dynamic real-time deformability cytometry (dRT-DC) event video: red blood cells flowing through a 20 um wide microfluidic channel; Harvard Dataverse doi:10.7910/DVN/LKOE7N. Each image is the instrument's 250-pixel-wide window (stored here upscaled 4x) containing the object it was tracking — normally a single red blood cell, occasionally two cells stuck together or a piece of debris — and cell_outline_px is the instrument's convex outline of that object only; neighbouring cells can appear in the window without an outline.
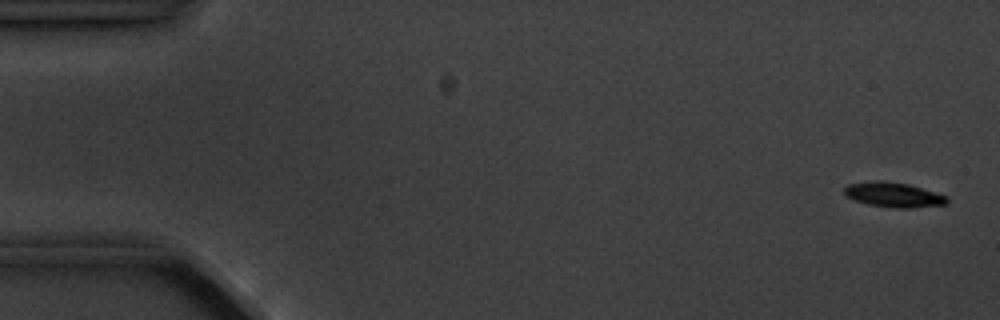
{"species": "common noctule bat (a hibernating species)", "species_latin": "Nyctalus noctula", "temperature_condition": "cold", "stored_images_in_passage": 5, "camera_frame_rate_fps": 3000, "um_per_image_px": 0.085, "animal": {"sex": "male", "body_mass_g": 20.1, "forearm_length_mm": 53.5}, "frame": {"image": 1, "passage_image": 1, "time_ms": 0.0, "image_size_px": [1000, 320], "cell_outline_px": [[948, 204], [908, 208], [896, 208], [868, 204], [856, 200], [848, 196], [844, 192], [844, 188], [848, 184], [872, 180], [884, 180], [908, 184], [948, 196]], "centroid_in_image_um": [75.97, 16.54], "position_along_channel_um": 9.0, "area_um2": 14.8}}